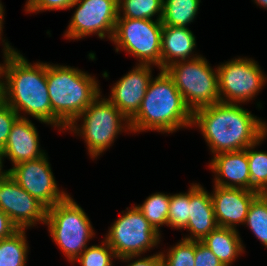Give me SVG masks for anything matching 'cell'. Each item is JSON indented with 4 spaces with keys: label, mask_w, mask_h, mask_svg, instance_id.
I'll return each mask as SVG.
<instances>
[{
    "label": "cell",
    "mask_w": 267,
    "mask_h": 266,
    "mask_svg": "<svg viewBox=\"0 0 267 266\" xmlns=\"http://www.w3.org/2000/svg\"><path fill=\"white\" fill-rule=\"evenodd\" d=\"M239 232L233 228L217 227L201 242L220 260L223 266H231L245 251Z\"/></svg>",
    "instance_id": "cell-20"
},
{
    "label": "cell",
    "mask_w": 267,
    "mask_h": 266,
    "mask_svg": "<svg viewBox=\"0 0 267 266\" xmlns=\"http://www.w3.org/2000/svg\"><path fill=\"white\" fill-rule=\"evenodd\" d=\"M117 259L115 252L103 239L99 245L87 247L74 261L81 266H113V259Z\"/></svg>",
    "instance_id": "cell-29"
},
{
    "label": "cell",
    "mask_w": 267,
    "mask_h": 266,
    "mask_svg": "<svg viewBox=\"0 0 267 266\" xmlns=\"http://www.w3.org/2000/svg\"><path fill=\"white\" fill-rule=\"evenodd\" d=\"M135 257L138 259L136 260ZM119 259L122 260L123 262H130L132 260V262H130L126 266H165V263L163 261L160 252L159 253L157 252L156 254L147 257L146 256L141 257V255H138V256H125ZM133 259H135V261Z\"/></svg>",
    "instance_id": "cell-33"
},
{
    "label": "cell",
    "mask_w": 267,
    "mask_h": 266,
    "mask_svg": "<svg viewBox=\"0 0 267 266\" xmlns=\"http://www.w3.org/2000/svg\"><path fill=\"white\" fill-rule=\"evenodd\" d=\"M257 6H260L267 10V0H253Z\"/></svg>",
    "instance_id": "cell-37"
},
{
    "label": "cell",
    "mask_w": 267,
    "mask_h": 266,
    "mask_svg": "<svg viewBox=\"0 0 267 266\" xmlns=\"http://www.w3.org/2000/svg\"><path fill=\"white\" fill-rule=\"evenodd\" d=\"M258 64L252 58L238 57L218 65L220 102L240 104L253 100L267 82Z\"/></svg>",
    "instance_id": "cell-10"
},
{
    "label": "cell",
    "mask_w": 267,
    "mask_h": 266,
    "mask_svg": "<svg viewBox=\"0 0 267 266\" xmlns=\"http://www.w3.org/2000/svg\"><path fill=\"white\" fill-rule=\"evenodd\" d=\"M244 225L267 248V194H259L252 201Z\"/></svg>",
    "instance_id": "cell-26"
},
{
    "label": "cell",
    "mask_w": 267,
    "mask_h": 266,
    "mask_svg": "<svg viewBox=\"0 0 267 266\" xmlns=\"http://www.w3.org/2000/svg\"><path fill=\"white\" fill-rule=\"evenodd\" d=\"M8 174L47 208L54 206L69 195L58 188L47 155L16 164L8 169Z\"/></svg>",
    "instance_id": "cell-12"
},
{
    "label": "cell",
    "mask_w": 267,
    "mask_h": 266,
    "mask_svg": "<svg viewBox=\"0 0 267 266\" xmlns=\"http://www.w3.org/2000/svg\"><path fill=\"white\" fill-rule=\"evenodd\" d=\"M160 254L165 266H195V241L182 238L166 254Z\"/></svg>",
    "instance_id": "cell-28"
},
{
    "label": "cell",
    "mask_w": 267,
    "mask_h": 266,
    "mask_svg": "<svg viewBox=\"0 0 267 266\" xmlns=\"http://www.w3.org/2000/svg\"><path fill=\"white\" fill-rule=\"evenodd\" d=\"M190 187L186 193L170 195L167 227L184 230L189 219Z\"/></svg>",
    "instance_id": "cell-27"
},
{
    "label": "cell",
    "mask_w": 267,
    "mask_h": 266,
    "mask_svg": "<svg viewBox=\"0 0 267 266\" xmlns=\"http://www.w3.org/2000/svg\"><path fill=\"white\" fill-rule=\"evenodd\" d=\"M208 167L215 175L214 185L250 190L247 148L215 154Z\"/></svg>",
    "instance_id": "cell-17"
},
{
    "label": "cell",
    "mask_w": 267,
    "mask_h": 266,
    "mask_svg": "<svg viewBox=\"0 0 267 266\" xmlns=\"http://www.w3.org/2000/svg\"><path fill=\"white\" fill-rule=\"evenodd\" d=\"M98 80L81 69L47 63L52 127L66 129L102 93Z\"/></svg>",
    "instance_id": "cell-4"
},
{
    "label": "cell",
    "mask_w": 267,
    "mask_h": 266,
    "mask_svg": "<svg viewBox=\"0 0 267 266\" xmlns=\"http://www.w3.org/2000/svg\"><path fill=\"white\" fill-rule=\"evenodd\" d=\"M195 266H223V264L201 241H195Z\"/></svg>",
    "instance_id": "cell-32"
},
{
    "label": "cell",
    "mask_w": 267,
    "mask_h": 266,
    "mask_svg": "<svg viewBox=\"0 0 267 266\" xmlns=\"http://www.w3.org/2000/svg\"><path fill=\"white\" fill-rule=\"evenodd\" d=\"M170 194L156 192L148 196L142 204L135 205L150 225L161 235L160 227L167 226Z\"/></svg>",
    "instance_id": "cell-24"
},
{
    "label": "cell",
    "mask_w": 267,
    "mask_h": 266,
    "mask_svg": "<svg viewBox=\"0 0 267 266\" xmlns=\"http://www.w3.org/2000/svg\"><path fill=\"white\" fill-rule=\"evenodd\" d=\"M151 79L138 112L129 120L131 133H173L192 127V111L164 70Z\"/></svg>",
    "instance_id": "cell-3"
},
{
    "label": "cell",
    "mask_w": 267,
    "mask_h": 266,
    "mask_svg": "<svg viewBox=\"0 0 267 266\" xmlns=\"http://www.w3.org/2000/svg\"><path fill=\"white\" fill-rule=\"evenodd\" d=\"M164 71L173 80L192 113L220 102L217 68L213 69L202 55L173 63Z\"/></svg>",
    "instance_id": "cell-7"
},
{
    "label": "cell",
    "mask_w": 267,
    "mask_h": 266,
    "mask_svg": "<svg viewBox=\"0 0 267 266\" xmlns=\"http://www.w3.org/2000/svg\"><path fill=\"white\" fill-rule=\"evenodd\" d=\"M45 225L48 226L52 240L71 263L88 247L90 239L95 237L89 217L71 195L47 208Z\"/></svg>",
    "instance_id": "cell-6"
},
{
    "label": "cell",
    "mask_w": 267,
    "mask_h": 266,
    "mask_svg": "<svg viewBox=\"0 0 267 266\" xmlns=\"http://www.w3.org/2000/svg\"><path fill=\"white\" fill-rule=\"evenodd\" d=\"M213 187L211 198L218 226L237 230V225H244L249 206L260 193L241 188Z\"/></svg>",
    "instance_id": "cell-15"
},
{
    "label": "cell",
    "mask_w": 267,
    "mask_h": 266,
    "mask_svg": "<svg viewBox=\"0 0 267 266\" xmlns=\"http://www.w3.org/2000/svg\"><path fill=\"white\" fill-rule=\"evenodd\" d=\"M0 209L19 229L27 230L46 222L47 207L19 186L9 174L0 178Z\"/></svg>",
    "instance_id": "cell-13"
},
{
    "label": "cell",
    "mask_w": 267,
    "mask_h": 266,
    "mask_svg": "<svg viewBox=\"0 0 267 266\" xmlns=\"http://www.w3.org/2000/svg\"><path fill=\"white\" fill-rule=\"evenodd\" d=\"M76 6L64 32L67 40H80L92 34L112 40L118 18V0H76L70 8Z\"/></svg>",
    "instance_id": "cell-11"
},
{
    "label": "cell",
    "mask_w": 267,
    "mask_h": 266,
    "mask_svg": "<svg viewBox=\"0 0 267 266\" xmlns=\"http://www.w3.org/2000/svg\"><path fill=\"white\" fill-rule=\"evenodd\" d=\"M193 126L200 129L213 155L245 150L267 132L266 122L251 111L224 102L194 111Z\"/></svg>",
    "instance_id": "cell-2"
},
{
    "label": "cell",
    "mask_w": 267,
    "mask_h": 266,
    "mask_svg": "<svg viewBox=\"0 0 267 266\" xmlns=\"http://www.w3.org/2000/svg\"><path fill=\"white\" fill-rule=\"evenodd\" d=\"M3 161H4L3 150L2 148H0V178L8 174V170H3Z\"/></svg>",
    "instance_id": "cell-36"
},
{
    "label": "cell",
    "mask_w": 267,
    "mask_h": 266,
    "mask_svg": "<svg viewBox=\"0 0 267 266\" xmlns=\"http://www.w3.org/2000/svg\"><path fill=\"white\" fill-rule=\"evenodd\" d=\"M201 0H163V26L186 27L198 14Z\"/></svg>",
    "instance_id": "cell-21"
},
{
    "label": "cell",
    "mask_w": 267,
    "mask_h": 266,
    "mask_svg": "<svg viewBox=\"0 0 267 266\" xmlns=\"http://www.w3.org/2000/svg\"><path fill=\"white\" fill-rule=\"evenodd\" d=\"M105 235L104 240L115 252L117 259L147 253L160 244L161 235L134 205L127 207Z\"/></svg>",
    "instance_id": "cell-9"
},
{
    "label": "cell",
    "mask_w": 267,
    "mask_h": 266,
    "mask_svg": "<svg viewBox=\"0 0 267 266\" xmlns=\"http://www.w3.org/2000/svg\"><path fill=\"white\" fill-rule=\"evenodd\" d=\"M0 40L2 41L1 43H3L2 45H10V43L8 42V40L6 41V39L2 38L1 35H0Z\"/></svg>",
    "instance_id": "cell-38"
},
{
    "label": "cell",
    "mask_w": 267,
    "mask_h": 266,
    "mask_svg": "<svg viewBox=\"0 0 267 266\" xmlns=\"http://www.w3.org/2000/svg\"><path fill=\"white\" fill-rule=\"evenodd\" d=\"M100 94L66 129L83 137L91 159H97L115 142L117 135L130 132L126 116ZM83 119V120H82ZM81 120V125L77 124Z\"/></svg>",
    "instance_id": "cell-5"
},
{
    "label": "cell",
    "mask_w": 267,
    "mask_h": 266,
    "mask_svg": "<svg viewBox=\"0 0 267 266\" xmlns=\"http://www.w3.org/2000/svg\"><path fill=\"white\" fill-rule=\"evenodd\" d=\"M123 75L111 88L108 100L119 109L128 120L139 110L152 77V66L138 64Z\"/></svg>",
    "instance_id": "cell-14"
},
{
    "label": "cell",
    "mask_w": 267,
    "mask_h": 266,
    "mask_svg": "<svg viewBox=\"0 0 267 266\" xmlns=\"http://www.w3.org/2000/svg\"><path fill=\"white\" fill-rule=\"evenodd\" d=\"M18 230L10 217L0 209V240L12 236Z\"/></svg>",
    "instance_id": "cell-34"
},
{
    "label": "cell",
    "mask_w": 267,
    "mask_h": 266,
    "mask_svg": "<svg viewBox=\"0 0 267 266\" xmlns=\"http://www.w3.org/2000/svg\"><path fill=\"white\" fill-rule=\"evenodd\" d=\"M19 115L2 99L0 101V148L6 145L11 128Z\"/></svg>",
    "instance_id": "cell-30"
},
{
    "label": "cell",
    "mask_w": 267,
    "mask_h": 266,
    "mask_svg": "<svg viewBox=\"0 0 267 266\" xmlns=\"http://www.w3.org/2000/svg\"><path fill=\"white\" fill-rule=\"evenodd\" d=\"M161 20L117 18L112 43L115 51H125L139 62L161 70Z\"/></svg>",
    "instance_id": "cell-8"
},
{
    "label": "cell",
    "mask_w": 267,
    "mask_h": 266,
    "mask_svg": "<svg viewBox=\"0 0 267 266\" xmlns=\"http://www.w3.org/2000/svg\"><path fill=\"white\" fill-rule=\"evenodd\" d=\"M26 229L0 240V266H27L29 245Z\"/></svg>",
    "instance_id": "cell-22"
},
{
    "label": "cell",
    "mask_w": 267,
    "mask_h": 266,
    "mask_svg": "<svg viewBox=\"0 0 267 266\" xmlns=\"http://www.w3.org/2000/svg\"><path fill=\"white\" fill-rule=\"evenodd\" d=\"M35 124L29 118H18L13 124L3 150V157L8 158L12 166L46 155L40 148L39 134Z\"/></svg>",
    "instance_id": "cell-16"
},
{
    "label": "cell",
    "mask_w": 267,
    "mask_h": 266,
    "mask_svg": "<svg viewBox=\"0 0 267 266\" xmlns=\"http://www.w3.org/2000/svg\"><path fill=\"white\" fill-rule=\"evenodd\" d=\"M76 0H27L24 11L27 13H39L44 11L66 10Z\"/></svg>",
    "instance_id": "cell-31"
},
{
    "label": "cell",
    "mask_w": 267,
    "mask_h": 266,
    "mask_svg": "<svg viewBox=\"0 0 267 266\" xmlns=\"http://www.w3.org/2000/svg\"><path fill=\"white\" fill-rule=\"evenodd\" d=\"M4 11H5V9H4V7H3V4H2V2H1V0H0V35L2 36L3 34V22H4Z\"/></svg>",
    "instance_id": "cell-35"
},
{
    "label": "cell",
    "mask_w": 267,
    "mask_h": 266,
    "mask_svg": "<svg viewBox=\"0 0 267 266\" xmlns=\"http://www.w3.org/2000/svg\"><path fill=\"white\" fill-rule=\"evenodd\" d=\"M266 136L267 132L257 142L247 147L250 190L260 194H267V152L255 148L266 139Z\"/></svg>",
    "instance_id": "cell-23"
},
{
    "label": "cell",
    "mask_w": 267,
    "mask_h": 266,
    "mask_svg": "<svg viewBox=\"0 0 267 266\" xmlns=\"http://www.w3.org/2000/svg\"><path fill=\"white\" fill-rule=\"evenodd\" d=\"M2 100V85H1V81H0V101Z\"/></svg>",
    "instance_id": "cell-39"
},
{
    "label": "cell",
    "mask_w": 267,
    "mask_h": 266,
    "mask_svg": "<svg viewBox=\"0 0 267 266\" xmlns=\"http://www.w3.org/2000/svg\"><path fill=\"white\" fill-rule=\"evenodd\" d=\"M155 15L162 19L163 0H118V18L153 20Z\"/></svg>",
    "instance_id": "cell-25"
},
{
    "label": "cell",
    "mask_w": 267,
    "mask_h": 266,
    "mask_svg": "<svg viewBox=\"0 0 267 266\" xmlns=\"http://www.w3.org/2000/svg\"><path fill=\"white\" fill-rule=\"evenodd\" d=\"M189 219L185 230L190 234L182 237L186 240L202 241L218 227L211 194L200 183L190 184Z\"/></svg>",
    "instance_id": "cell-18"
},
{
    "label": "cell",
    "mask_w": 267,
    "mask_h": 266,
    "mask_svg": "<svg viewBox=\"0 0 267 266\" xmlns=\"http://www.w3.org/2000/svg\"><path fill=\"white\" fill-rule=\"evenodd\" d=\"M2 50L4 61L0 66L2 99L20 118H28L30 115L39 122L52 126L47 63L32 64L11 45H3Z\"/></svg>",
    "instance_id": "cell-1"
},
{
    "label": "cell",
    "mask_w": 267,
    "mask_h": 266,
    "mask_svg": "<svg viewBox=\"0 0 267 266\" xmlns=\"http://www.w3.org/2000/svg\"><path fill=\"white\" fill-rule=\"evenodd\" d=\"M195 49L196 37L188 27L163 26L161 70L173 63L199 57L194 54Z\"/></svg>",
    "instance_id": "cell-19"
}]
</instances>
